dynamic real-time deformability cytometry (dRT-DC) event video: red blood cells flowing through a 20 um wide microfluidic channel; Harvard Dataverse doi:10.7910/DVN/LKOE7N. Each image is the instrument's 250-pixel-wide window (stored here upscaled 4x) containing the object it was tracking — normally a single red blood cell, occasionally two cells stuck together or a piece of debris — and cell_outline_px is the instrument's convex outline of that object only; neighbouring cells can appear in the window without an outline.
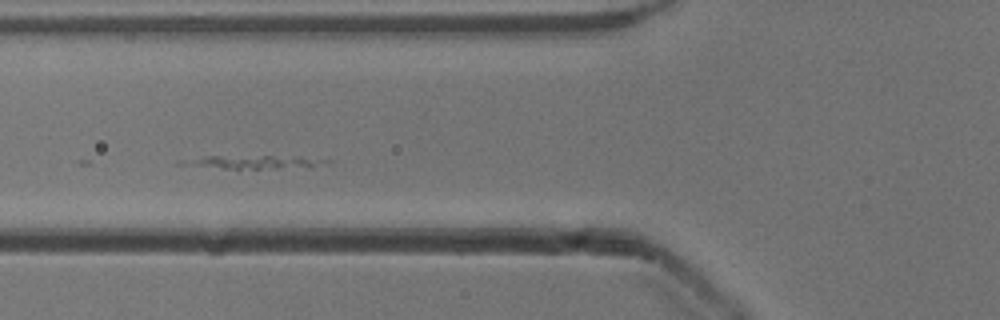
{"species": "common noctule bat (a hibernating species)", "species_latin": "Nyctalus noctula", "temperature_condition": "cold", "stored_images_in_passage": 15, "camera_frame_rate_fps": 3000, "um_per_image_px": 0.085, "animal": {"sex": "male", "body_mass_g": 13.3}, "frame": {"image": 1, "passage_image": 9, "time_ms": 2.667, "image_size_px": [1000, 320], "cell_outline_px": [[332, 164], [308, 168], [224, 168], [196, 164], [196, 160], [204, 156], [300, 156], [332, 160]], "centroid_in_image_um": [22.31, 13.76], "position_along_channel_um": 103.5, "area_um2": 10.46}}
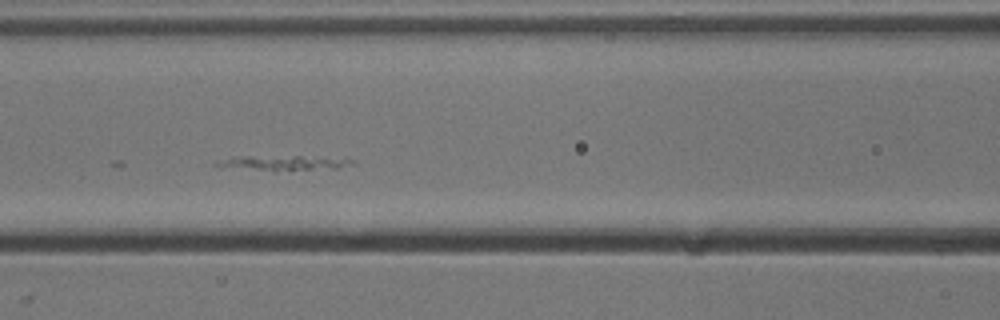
{"frame": {"image": 2, "passage_image": 12, "time_ms": 3.667, "image_size_px": [1000, 320], "cell_outline_px": [[356, 164], [340, 168], [276, 172], [212, 164], [216, 160], [240, 156], [300, 156], [356, 160]], "centroid_in_image_um": [24.19, 13.86], "position_along_channel_um": 142.4, "area_um2": 11.85}}
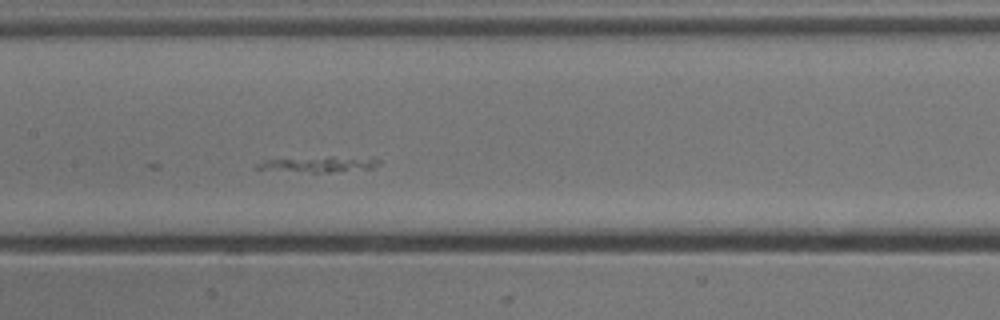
{"frame": {"image": 3, "passage_image": 15, "time_ms": 4.667, "image_size_px": [1000, 320], "cell_outline_px": [[380, 164], [372, 168], [328, 172], [312, 172], [252, 168], [256, 164], [264, 160], [328, 156], [332, 156], [380, 160]], "centroid_in_image_um": [27.05, 13.95], "position_along_channel_um": 180.4, "area_um2": 10.69}}